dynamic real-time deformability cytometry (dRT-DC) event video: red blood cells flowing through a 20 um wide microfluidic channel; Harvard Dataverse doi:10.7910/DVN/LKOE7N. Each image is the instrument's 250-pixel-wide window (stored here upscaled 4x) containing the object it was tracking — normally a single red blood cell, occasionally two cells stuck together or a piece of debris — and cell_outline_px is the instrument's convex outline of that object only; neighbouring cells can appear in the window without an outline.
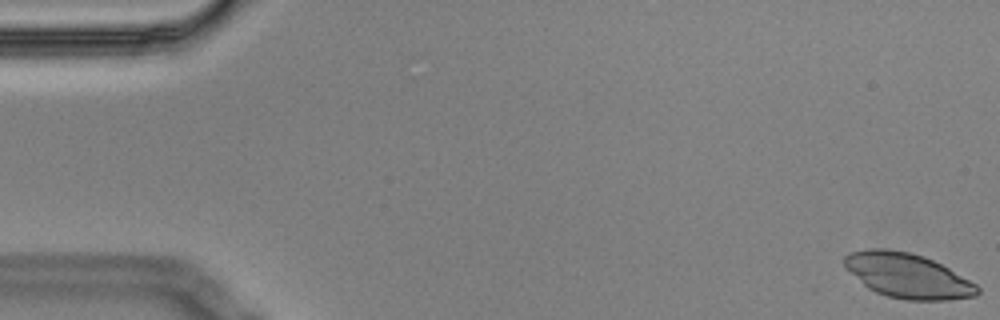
{"species": "Egyptian fruit bat (a non-hibernating species)", "species_latin": "Rousettus aegyptiacus", "temperature_condition": "cold", "stored_images_in_passage": 5, "camera_frame_rate_fps": 3000, "um_per_image_px": 0.085, "animal": {"sex": "male"}, "frame": {"image": 1, "passage_image": 1, "time_ms": 0.0, "image_size_px": [1000, 320], "cell_outline_px": [[980, 292], [976, 296], [948, 300], [904, 300], [888, 296], [876, 292], [868, 288], [844, 268], [844, 256], [852, 252], [868, 248], [888, 248], [908, 252], [924, 256], [948, 268], [976, 284], [980, 288]], "centroid_in_image_um": [77.13, 23.43], "position_along_channel_um": 7.9, "area_um2": 34.62}}